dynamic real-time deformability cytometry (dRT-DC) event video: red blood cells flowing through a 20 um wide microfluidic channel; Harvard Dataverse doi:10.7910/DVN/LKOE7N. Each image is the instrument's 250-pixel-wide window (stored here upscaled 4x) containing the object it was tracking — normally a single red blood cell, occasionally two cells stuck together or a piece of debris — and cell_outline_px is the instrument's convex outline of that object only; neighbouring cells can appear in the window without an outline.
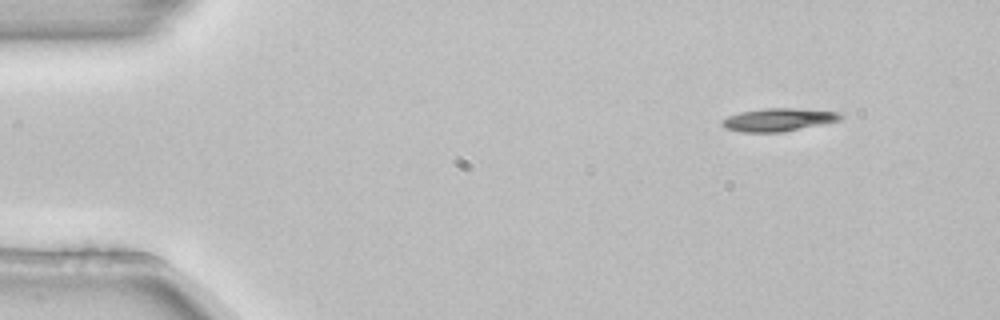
{"species": "common noctule bat (a hibernating species)", "species_latin": "Nyctalus noctula", "temperature_condition": "room temperature", "stored_images_in_passage": 5, "camera_frame_rate_fps": 3000, "um_per_image_px": 0.085, "animal": {"sex": "female", "body_mass_g": 22.7, "forearm_length_mm": 54.2}, "frame": {"image": 1, "passage_image": 1, "time_ms": 0.0, "image_size_px": [1000, 320], "cell_outline_px": [[844, 116], [840, 120], [784, 132], [740, 132], [724, 128], [720, 124], [728, 116], [740, 112], [764, 108], [792, 108], [840, 112]], "centroid_in_image_um": [66.15, 10.18], "position_along_channel_um": 18.8, "area_um2": 15.84}}
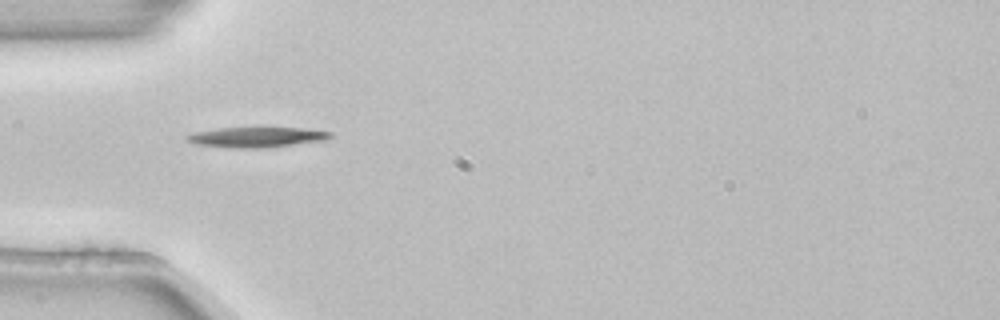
{"frame": {"image": 2, "passage_image": 4, "time_ms": 1.0, "image_size_px": [1000, 320], "cell_outline_px": [[332, 136], [324, 140], [264, 148], [228, 148], [196, 144], [184, 140], [184, 136], [196, 132], [216, 128], [260, 124], [264, 124], [300, 128], [332, 132]], "centroid_in_image_um": [21.76, 11.6], "position_along_channel_um": 63.2, "area_um2": 18.09}}